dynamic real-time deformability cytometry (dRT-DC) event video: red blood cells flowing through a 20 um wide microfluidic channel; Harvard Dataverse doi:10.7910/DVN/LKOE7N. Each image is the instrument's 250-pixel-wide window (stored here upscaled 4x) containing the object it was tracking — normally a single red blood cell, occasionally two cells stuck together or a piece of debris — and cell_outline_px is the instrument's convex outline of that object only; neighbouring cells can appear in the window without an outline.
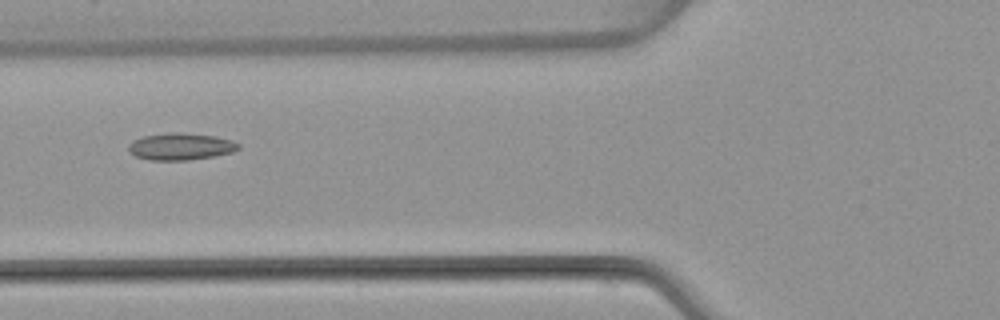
{"species": "common noctule bat (a hibernating species)", "species_latin": "Nyctalus noctula", "temperature_condition": "warm", "stored_images_in_passage": 5, "camera_frame_rate_fps": 3000, "um_per_image_px": 0.085, "animal": {"sex": "female", "body_mass_g": 22.7, "forearm_length_mm": 54.2}, "frame": {"image": 1, "passage_image": 5, "time_ms": 6.0, "image_size_px": [1000, 320], "cell_outline_px": [[240, 148], [232, 152], [212, 156], [188, 160], [148, 160], [136, 156], [128, 152], [128, 144], [132, 140], [144, 136], [168, 132], [180, 132], [216, 136], [232, 140], [240, 144]], "centroid_in_image_um": [15.33, 12.44], "position_along_channel_um": 110.5, "area_um2": 17.4}}